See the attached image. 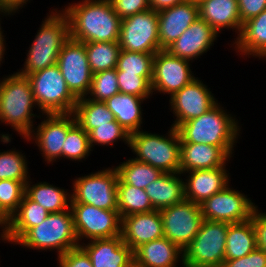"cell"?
Segmentation results:
<instances>
[{
	"instance_id": "obj_1",
	"label": "cell",
	"mask_w": 266,
	"mask_h": 267,
	"mask_svg": "<svg viewBox=\"0 0 266 267\" xmlns=\"http://www.w3.org/2000/svg\"><path fill=\"white\" fill-rule=\"evenodd\" d=\"M64 8L71 39L84 43L119 41L121 18L110 0H82Z\"/></svg>"
},
{
	"instance_id": "obj_2",
	"label": "cell",
	"mask_w": 266,
	"mask_h": 267,
	"mask_svg": "<svg viewBox=\"0 0 266 267\" xmlns=\"http://www.w3.org/2000/svg\"><path fill=\"white\" fill-rule=\"evenodd\" d=\"M218 102L201 116L178 128L181 143H203L221 147L230 157L234 153L241 127ZM235 145V146H234Z\"/></svg>"
},
{
	"instance_id": "obj_3",
	"label": "cell",
	"mask_w": 266,
	"mask_h": 267,
	"mask_svg": "<svg viewBox=\"0 0 266 267\" xmlns=\"http://www.w3.org/2000/svg\"><path fill=\"white\" fill-rule=\"evenodd\" d=\"M54 11L52 9L42 21L27 51L24 68L18 73L27 76L57 64L60 50L70 39V26L69 19L62 10L54 9Z\"/></svg>"
},
{
	"instance_id": "obj_4",
	"label": "cell",
	"mask_w": 266,
	"mask_h": 267,
	"mask_svg": "<svg viewBox=\"0 0 266 267\" xmlns=\"http://www.w3.org/2000/svg\"><path fill=\"white\" fill-rule=\"evenodd\" d=\"M0 79V121L13 127L22 138L34 128L33 108L37 104L29 78L18 72ZM35 106V107H34Z\"/></svg>"
},
{
	"instance_id": "obj_5",
	"label": "cell",
	"mask_w": 266,
	"mask_h": 267,
	"mask_svg": "<svg viewBox=\"0 0 266 267\" xmlns=\"http://www.w3.org/2000/svg\"><path fill=\"white\" fill-rule=\"evenodd\" d=\"M33 250H56L57 257L79 246L71 208L49 213L39 225L30 228L16 243Z\"/></svg>"
},
{
	"instance_id": "obj_6",
	"label": "cell",
	"mask_w": 266,
	"mask_h": 267,
	"mask_svg": "<svg viewBox=\"0 0 266 267\" xmlns=\"http://www.w3.org/2000/svg\"><path fill=\"white\" fill-rule=\"evenodd\" d=\"M130 149L137 161L147 163L163 173L180 172V135L178 130L170 127L167 136L147 131L130 134Z\"/></svg>"
},
{
	"instance_id": "obj_7",
	"label": "cell",
	"mask_w": 266,
	"mask_h": 267,
	"mask_svg": "<svg viewBox=\"0 0 266 267\" xmlns=\"http://www.w3.org/2000/svg\"><path fill=\"white\" fill-rule=\"evenodd\" d=\"M27 77L42 115L73 113L78 99L68 89L57 64L28 74Z\"/></svg>"
},
{
	"instance_id": "obj_8",
	"label": "cell",
	"mask_w": 266,
	"mask_h": 267,
	"mask_svg": "<svg viewBox=\"0 0 266 267\" xmlns=\"http://www.w3.org/2000/svg\"><path fill=\"white\" fill-rule=\"evenodd\" d=\"M118 173L116 168H104L74 179L71 203H84L104 210H118Z\"/></svg>"
},
{
	"instance_id": "obj_9",
	"label": "cell",
	"mask_w": 266,
	"mask_h": 267,
	"mask_svg": "<svg viewBox=\"0 0 266 267\" xmlns=\"http://www.w3.org/2000/svg\"><path fill=\"white\" fill-rule=\"evenodd\" d=\"M229 223L203 220L199 232L183 250V261L196 265L223 266Z\"/></svg>"
},
{
	"instance_id": "obj_10",
	"label": "cell",
	"mask_w": 266,
	"mask_h": 267,
	"mask_svg": "<svg viewBox=\"0 0 266 267\" xmlns=\"http://www.w3.org/2000/svg\"><path fill=\"white\" fill-rule=\"evenodd\" d=\"M158 12L149 9L121 19V50L156 54L159 46Z\"/></svg>"
},
{
	"instance_id": "obj_11",
	"label": "cell",
	"mask_w": 266,
	"mask_h": 267,
	"mask_svg": "<svg viewBox=\"0 0 266 267\" xmlns=\"http://www.w3.org/2000/svg\"><path fill=\"white\" fill-rule=\"evenodd\" d=\"M74 227L79 241L121 236L122 219L118 210H104L84 203H71Z\"/></svg>"
},
{
	"instance_id": "obj_12",
	"label": "cell",
	"mask_w": 266,
	"mask_h": 267,
	"mask_svg": "<svg viewBox=\"0 0 266 267\" xmlns=\"http://www.w3.org/2000/svg\"><path fill=\"white\" fill-rule=\"evenodd\" d=\"M164 237L184 250L199 232L203 216L200 204L183 200L160 210Z\"/></svg>"
},
{
	"instance_id": "obj_13",
	"label": "cell",
	"mask_w": 266,
	"mask_h": 267,
	"mask_svg": "<svg viewBox=\"0 0 266 267\" xmlns=\"http://www.w3.org/2000/svg\"><path fill=\"white\" fill-rule=\"evenodd\" d=\"M229 186L200 204L203 220L232 224L251 218L257 205L247 195Z\"/></svg>"
},
{
	"instance_id": "obj_14",
	"label": "cell",
	"mask_w": 266,
	"mask_h": 267,
	"mask_svg": "<svg viewBox=\"0 0 266 267\" xmlns=\"http://www.w3.org/2000/svg\"><path fill=\"white\" fill-rule=\"evenodd\" d=\"M57 65L68 89L77 99L88 95L93 74L84 42L70 38L59 52Z\"/></svg>"
},
{
	"instance_id": "obj_15",
	"label": "cell",
	"mask_w": 266,
	"mask_h": 267,
	"mask_svg": "<svg viewBox=\"0 0 266 267\" xmlns=\"http://www.w3.org/2000/svg\"><path fill=\"white\" fill-rule=\"evenodd\" d=\"M44 120L23 138L33 139L42 157L47 163H53L62 158V146L65 143L68 130L76 123L73 113L43 114ZM36 130V131H35Z\"/></svg>"
},
{
	"instance_id": "obj_16",
	"label": "cell",
	"mask_w": 266,
	"mask_h": 267,
	"mask_svg": "<svg viewBox=\"0 0 266 267\" xmlns=\"http://www.w3.org/2000/svg\"><path fill=\"white\" fill-rule=\"evenodd\" d=\"M189 60L173 56L166 49L159 50L153 59L152 92L173 96L196 77Z\"/></svg>"
},
{
	"instance_id": "obj_17",
	"label": "cell",
	"mask_w": 266,
	"mask_h": 267,
	"mask_svg": "<svg viewBox=\"0 0 266 267\" xmlns=\"http://www.w3.org/2000/svg\"><path fill=\"white\" fill-rule=\"evenodd\" d=\"M208 86L195 78L170 97L169 104L176 119L171 125L178 128L182 123L195 119L211 109L218 101Z\"/></svg>"
},
{
	"instance_id": "obj_18",
	"label": "cell",
	"mask_w": 266,
	"mask_h": 267,
	"mask_svg": "<svg viewBox=\"0 0 266 267\" xmlns=\"http://www.w3.org/2000/svg\"><path fill=\"white\" fill-rule=\"evenodd\" d=\"M217 37H219L218 33L205 20L198 17L166 50L173 56L192 63L210 50Z\"/></svg>"
},
{
	"instance_id": "obj_19",
	"label": "cell",
	"mask_w": 266,
	"mask_h": 267,
	"mask_svg": "<svg viewBox=\"0 0 266 267\" xmlns=\"http://www.w3.org/2000/svg\"><path fill=\"white\" fill-rule=\"evenodd\" d=\"M198 17V3L192 0L159 11L160 48H169Z\"/></svg>"
},
{
	"instance_id": "obj_20",
	"label": "cell",
	"mask_w": 266,
	"mask_h": 267,
	"mask_svg": "<svg viewBox=\"0 0 266 267\" xmlns=\"http://www.w3.org/2000/svg\"><path fill=\"white\" fill-rule=\"evenodd\" d=\"M89 256L93 267H132L133 250L123 242L122 236L94 239L79 245Z\"/></svg>"
},
{
	"instance_id": "obj_21",
	"label": "cell",
	"mask_w": 266,
	"mask_h": 267,
	"mask_svg": "<svg viewBox=\"0 0 266 267\" xmlns=\"http://www.w3.org/2000/svg\"><path fill=\"white\" fill-rule=\"evenodd\" d=\"M224 167L184 172L189 175L184 181V198L193 203L201 204L215 193L229 185L230 175Z\"/></svg>"
},
{
	"instance_id": "obj_22",
	"label": "cell",
	"mask_w": 266,
	"mask_h": 267,
	"mask_svg": "<svg viewBox=\"0 0 266 267\" xmlns=\"http://www.w3.org/2000/svg\"><path fill=\"white\" fill-rule=\"evenodd\" d=\"M123 242L133 251L144 243L164 236L163 221L159 210L128 215L122 218Z\"/></svg>"
},
{
	"instance_id": "obj_23",
	"label": "cell",
	"mask_w": 266,
	"mask_h": 267,
	"mask_svg": "<svg viewBox=\"0 0 266 267\" xmlns=\"http://www.w3.org/2000/svg\"><path fill=\"white\" fill-rule=\"evenodd\" d=\"M230 156L215 145L203 143H181L180 172L224 167ZM227 161V162H226Z\"/></svg>"
},
{
	"instance_id": "obj_24",
	"label": "cell",
	"mask_w": 266,
	"mask_h": 267,
	"mask_svg": "<svg viewBox=\"0 0 266 267\" xmlns=\"http://www.w3.org/2000/svg\"><path fill=\"white\" fill-rule=\"evenodd\" d=\"M133 256L136 267H177L183 262V250L164 236L142 244Z\"/></svg>"
},
{
	"instance_id": "obj_25",
	"label": "cell",
	"mask_w": 266,
	"mask_h": 267,
	"mask_svg": "<svg viewBox=\"0 0 266 267\" xmlns=\"http://www.w3.org/2000/svg\"><path fill=\"white\" fill-rule=\"evenodd\" d=\"M199 18L205 20L218 34L222 29H233L239 37L243 23L237 0H202L198 3ZM220 31V32H219Z\"/></svg>"
},
{
	"instance_id": "obj_26",
	"label": "cell",
	"mask_w": 266,
	"mask_h": 267,
	"mask_svg": "<svg viewBox=\"0 0 266 267\" xmlns=\"http://www.w3.org/2000/svg\"><path fill=\"white\" fill-rule=\"evenodd\" d=\"M233 43L239 55L266 58V9L243 23L240 35Z\"/></svg>"
},
{
	"instance_id": "obj_27",
	"label": "cell",
	"mask_w": 266,
	"mask_h": 267,
	"mask_svg": "<svg viewBox=\"0 0 266 267\" xmlns=\"http://www.w3.org/2000/svg\"><path fill=\"white\" fill-rule=\"evenodd\" d=\"M48 215L49 212L43 206L24 195L1 240L15 244L30 228L39 225Z\"/></svg>"
},
{
	"instance_id": "obj_28",
	"label": "cell",
	"mask_w": 266,
	"mask_h": 267,
	"mask_svg": "<svg viewBox=\"0 0 266 267\" xmlns=\"http://www.w3.org/2000/svg\"><path fill=\"white\" fill-rule=\"evenodd\" d=\"M181 175V172L163 173L144 189L154 210L160 211L185 199L184 181Z\"/></svg>"
},
{
	"instance_id": "obj_29",
	"label": "cell",
	"mask_w": 266,
	"mask_h": 267,
	"mask_svg": "<svg viewBox=\"0 0 266 267\" xmlns=\"http://www.w3.org/2000/svg\"><path fill=\"white\" fill-rule=\"evenodd\" d=\"M147 98L126 93H117L105 103L115 116V120L130 134L141 130L143 123L141 104Z\"/></svg>"
},
{
	"instance_id": "obj_30",
	"label": "cell",
	"mask_w": 266,
	"mask_h": 267,
	"mask_svg": "<svg viewBox=\"0 0 266 267\" xmlns=\"http://www.w3.org/2000/svg\"><path fill=\"white\" fill-rule=\"evenodd\" d=\"M25 184V195L32 201L43 206L49 213L61 212L71 207V193L48 182ZM32 184V186H31Z\"/></svg>"
},
{
	"instance_id": "obj_31",
	"label": "cell",
	"mask_w": 266,
	"mask_h": 267,
	"mask_svg": "<svg viewBox=\"0 0 266 267\" xmlns=\"http://www.w3.org/2000/svg\"><path fill=\"white\" fill-rule=\"evenodd\" d=\"M256 248V234L251 218L228 225L225 261L244 257Z\"/></svg>"
},
{
	"instance_id": "obj_32",
	"label": "cell",
	"mask_w": 266,
	"mask_h": 267,
	"mask_svg": "<svg viewBox=\"0 0 266 267\" xmlns=\"http://www.w3.org/2000/svg\"><path fill=\"white\" fill-rule=\"evenodd\" d=\"M73 115L76 122L89 133L92 129L103 125H110L115 116L108 109L105 102L94 101L86 97L78 98Z\"/></svg>"
},
{
	"instance_id": "obj_33",
	"label": "cell",
	"mask_w": 266,
	"mask_h": 267,
	"mask_svg": "<svg viewBox=\"0 0 266 267\" xmlns=\"http://www.w3.org/2000/svg\"><path fill=\"white\" fill-rule=\"evenodd\" d=\"M118 183H126L131 186L145 189L163 174L159 169L134 158L128 159L116 166Z\"/></svg>"
},
{
	"instance_id": "obj_34",
	"label": "cell",
	"mask_w": 266,
	"mask_h": 267,
	"mask_svg": "<svg viewBox=\"0 0 266 267\" xmlns=\"http://www.w3.org/2000/svg\"><path fill=\"white\" fill-rule=\"evenodd\" d=\"M118 211L121 219L128 215L154 211L146 191L126 183H117Z\"/></svg>"
},
{
	"instance_id": "obj_35",
	"label": "cell",
	"mask_w": 266,
	"mask_h": 267,
	"mask_svg": "<svg viewBox=\"0 0 266 267\" xmlns=\"http://www.w3.org/2000/svg\"><path fill=\"white\" fill-rule=\"evenodd\" d=\"M84 44L92 74L116 68L121 51L119 42H88Z\"/></svg>"
},
{
	"instance_id": "obj_36",
	"label": "cell",
	"mask_w": 266,
	"mask_h": 267,
	"mask_svg": "<svg viewBox=\"0 0 266 267\" xmlns=\"http://www.w3.org/2000/svg\"><path fill=\"white\" fill-rule=\"evenodd\" d=\"M155 54L121 50L116 70L117 73H131L138 76H153Z\"/></svg>"
},
{
	"instance_id": "obj_37",
	"label": "cell",
	"mask_w": 266,
	"mask_h": 267,
	"mask_svg": "<svg viewBox=\"0 0 266 267\" xmlns=\"http://www.w3.org/2000/svg\"><path fill=\"white\" fill-rule=\"evenodd\" d=\"M23 155L24 153L15 149L0 152V180L29 181L28 161Z\"/></svg>"
},
{
	"instance_id": "obj_38",
	"label": "cell",
	"mask_w": 266,
	"mask_h": 267,
	"mask_svg": "<svg viewBox=\"0 0 266 267\" xmlns=\"http://www.w3.org/2000/svg\"><path fill=\"white\" fill-rule=\"evenodd\" d=\"M92 150L88 133L76 122L67 132L65 143L62 146V158L81 161L86 159Z\"/></svg>"
},
{
	"instance_id": "obj_39",
	"label": "cell",
	"mask_w": 266,
	"mask_h": 267,
	"mask_svg": "<svg viewBox=\"0 0 266 267\" xmlns=\"http://www.w3.org/2000/svg\"><path fill=\"white\" fill-rule=\"evenodd\" d=\"M117 93H119V85L117 70L114 68L93 74L90 90L85 97L94 101L105 102Z\"/></svg>"
},
{
	"instance_id": "obj_40",
	"label": "cell",
	"mask_w": 266,
	"mask_h": 267,
	"mask_svg": "<svg viewBox=\"0 0 266 267\" xmlns=\"http://www.w3.org/2000/svg\"><path fill=\"white\" fill-rule=\"evenodd\" d=\"M89 143L91 149L95 145L111 146L119 139L130 146V133L127 132L116 120L111 121L110 125H103L92 129L89 133Z\"/></svg>"
},
{
	"instance_id": "obj_41",
	"label": "cell",
	"mask_w": 266,
	"mask_h": 267,
	"mask_svg": "<svg viewBox=\"0 0 266 267\" xmlns=\"http://www.w3.org/2000/svg\"><path fill=\"white\" fill-rule=\"evenodd\" d=\"M25 182L4 179L0 180V205L12 216L25 195Z\"/></svg>"
},
{
	"instance_id": "obj_42",
	"label": "cell",
	"mask_w": 266,
	"mask_h": 267,
	"mask_svg": "<svg viewBox=\"0 0 266 267\" xmlns=\"http://www.w3.org/2000/svg\"><path fill=\"white\" fill-rule=\"evenodd\" d=\"M119 92L142 98H149L152 94L151 81L153 76H138L131 73H117Z\"/></svg>"
},
{
	"instance_id": "obj_43",
	"label": "cell",
	"mask_w": 266,
	"mask_h": 267,
	"mask_svg": "<svg viewBox=\"0 0 266 267\" xmlns=\"http://www.w3.org/2000/svg\"><path fill=\"white\" fill-rule=\"evenodd\" d=\"M114 11L124 19L131 15L150 9L149 0H110Z\"/></svg>"
},
{
	"instance_id": "obj_44",
	"label": "cell",
	"mask_w": 266,
	"mask_h": 267,
	"mask_svg": "<svg viewBox=\"0 0 266 267\" xmlns=\"http://www.w3.org/2000/svg\"><path fill=\"white\" fill-rule=\"evenodd\" d=\"M57 259L59 267H93L89 256L80 246L68 250Z\"/></svg>"
},
{
	"instance_id": "obj_45",
	"label": "cell",
	"mask_w": 266,
	"mask_h": 267,
	"mask_svg": "<svg viewBox=\"0 0 266 267\" xmlns=\"http://www.w3.org/2000/svg\"><path fill=\"white\" fill-rule=\"evenodd\" d=\"M223 267H266V251L256 248L244 257L224 261Z\"/></svg>"
},
{
	"instance_id": "obj_46",
	"label": "cell",
	"mask_w": 266,
	"mask_h": 267,
	"mask_svg": "<svg viewBox=\"0 0 266 267\" xmlns=\"http://www.w3.org/2000/svg\"><path fill=\"white\" fill-rule=\"evenodd\" d=\"M241 22L259 15L266 9V0H237Z\"/></svg>"
},
{
	"instance_id": "obj_47",
	"label": "cell",
	"mask_w": 266,
	"mask_h": 267,
	"mask_svg": "<svg viewBox=\"0 0 266 267\" xmlns=\"http://www.w3.org/2000/svg\"><path fill=\"white\" fill-rule=\"evenodd\" d=\"M251 220L255 229L257 248L266 251V212H260L257 206L252 213Z\"/></svg>"
},
{
	"instance_id": "obj_48",
	"label": "cell",
	"mask_w": 266,
	"mask_h": 267,
	"mask_svg": "<svg viewBox=\"0 0 266 267\" xmlns=\"http://www.w3.org/2000/svg\"><path fill=\"white\" fill-rule=\"evenodd\" d=\"M28 1L30 2V0H0V4L9 15H12L17 10L20 11L23 6L25 7Z\"/></svg>"
},
{
	"instance_id": "obj_49",
	"label": "cell",
	"mask_w": 266,
	"mask_h": 267,
	"mask_svg": "<svg viewBox=\"0 0 266 267\" xmlns=\"http://www.w3.org/2000/svg\"><path fill=\"white\" fill-rule=\"evenodd\" d=\"M187 0H149L150 9L159 12L175 5L183 3Z\"/></svg>"
},
{
	"instance_id": "obj_50",
	"label": "cell",
	"mask_w": 266,
	"mask_h": 267,
	"mask_svg": "<svg viewBox=\"0 0 266 267\" xmlns=\"http://www.w3.org/2000/svg\"><path fill=\"white\" fill-rule=\"evenodd\" d=\"M10 221H11V216L0 205V227L2 228L1 230L2 233L0 234V238H2V235L8 229Z\"/></svg>"
},
{
	"instance_id": "obj_51",
	"label": "cell",
	"mask_w": 266,
	"mask_h": 267,
	"mask_svg": "<svg viewBox=\"0 0 266 267\" xmlns=\"http://www.w3.org/2000/svg\"><path fill=\"white\" fill-rule=\"evenodd\" d=\"M2 28H1V23H0V65H1V62H3L2 60L4 59V53H5V48L6 46L4 45L6 42H5V36L2 32ZM3 34V35H2Z\"/></svg>"
},
{
	"instance_id": "obj_52",
	"label": "cell",
	"mask_w": 266,
	"mask_h": 267,
	"mask_svg": "<svg viewBox=\"0 0 266 267\" xmlns=\"http://www.w3.org/2000/svg\"><path fill=\"white\" fill-rule=\"evenodd\" d=\"M180 265H182V267H223V266L196 265V264H191V263H187L184 261Z\"/></svg>"
},
{
	"instance_id": "obj_53",
	"label": "cell",
	"mask_w": 266,
	"mask_h": 267,
	"mask_svg": "<svg viewBox=\"0 0 266 267\" xmlns=\"http://www.w3.org/2000/svg\"><path fill=\"white\" fill-rule=\"evenodd\" d=\"M3 13V14H2ZM0 14L1 15H5V16H10L5 10H0ZM1 19V18H0ZM0 22H1V20H0Z\"/></svg>"
},
{
	"instance_id": "obj_54",
	"label": "cell",
	"mask_w": 266,
	"mask_h": 267,
	"mask_svg": "<svg viewBox=\"0 0 266 267\" xmlns=\"http://www.w3.org/2000/svg\"><path fill=\"white\" fill-rule=\"evenodd\" d=\"M193 2H195V3H199V2H201L202 0H192Z\"/></svg>"
}]
</instances>
